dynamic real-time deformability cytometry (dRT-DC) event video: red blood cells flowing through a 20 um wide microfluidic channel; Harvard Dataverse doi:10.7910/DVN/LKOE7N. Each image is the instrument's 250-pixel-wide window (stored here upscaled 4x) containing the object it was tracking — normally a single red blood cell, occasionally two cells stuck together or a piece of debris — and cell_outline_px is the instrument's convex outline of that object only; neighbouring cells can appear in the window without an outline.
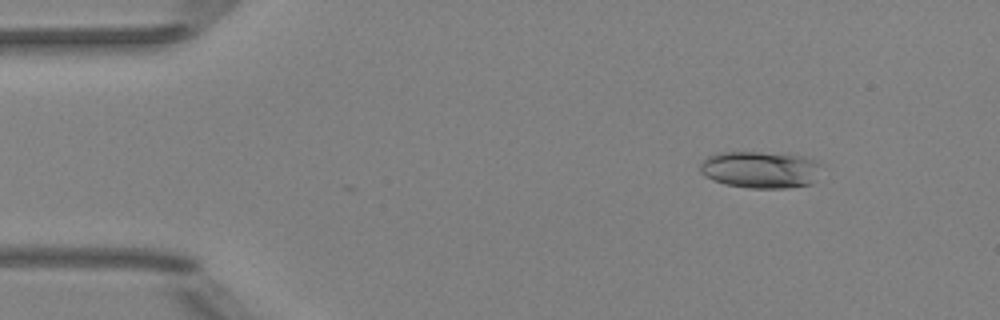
{"species": "Egyptian fruit bat (a non-hibernating species)", "species_latin": "Rousettus aegyptiacus", "temperature_condition": "room temperature", "stored_images_in_passage": 6, "camera_frame_rate_fps": 3000, "um_per_image_px": 0.085, "animal": {"sex": "female"}, "frame": {"image": 1, "passage_image": 1, "time_ms": 0.0, "image_size_px": [1000, 320], "cell_outline_px": [[820, 164], [812, 184], [788, 188], [748, 188], [724, 184], [712, 180], [704, 176], [700, 172], [700, 164], [708, 156], [720, 152], [760, 152], [804, 156], [816, 160]], "centroid_in_image_um": [64.59, 14.42], "position_along_channel_um": 20.4, "area_um2": 26.13}}
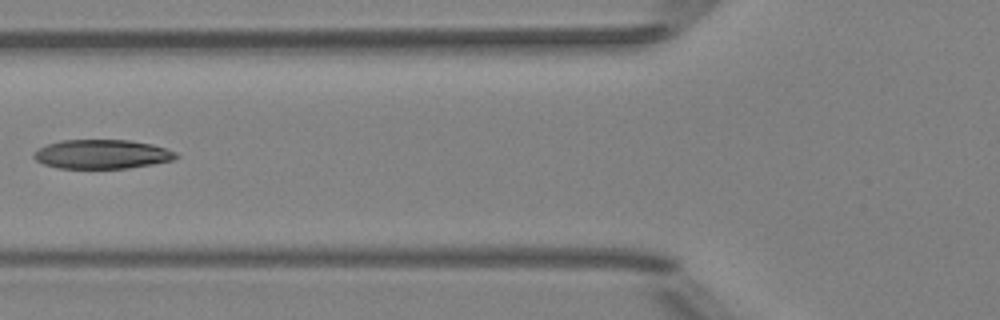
{"frame": {"image": 2, "passage_image": 5, "time_ms": 4.667, "image_size_px": [1000, 320], "cell_outline_px": [[180, 156], [172, 160], [152, 164], [128, 168], [56, 168], [44, 164], [36, 160], [32, 156], [40, 148], [48, 144], [60, 140], [128, 140], [152, 144], [176, 152]], "centroid_in_image_um": [8.67, 13.11], "position_along_channel_um": 117.1, "area_um2": 23.99}}
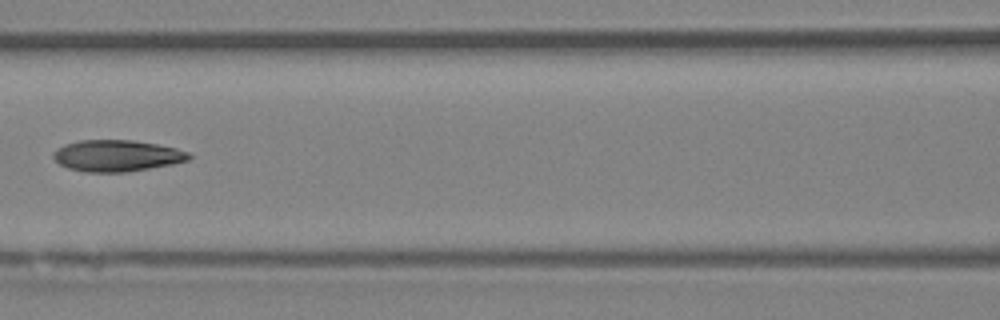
{"frame": {"image": 3, "passage_image": 6, "time_ms": 5.667, "image_size_px": [1000, 320], "cell_outline_px": [[192, 156], [188, 160], [172, 164], [124, 172], [84, 172], [68, 168], [60, 164], [52, 156], [56, 148], [64, 144], [80, 140], [132, 140], [156, 144], [176, 148], [188, 152]], "centroid_in_image_um": [9.91, 13.23], "position_along_channel_um": 156.7, "area_um2": 24.74}}